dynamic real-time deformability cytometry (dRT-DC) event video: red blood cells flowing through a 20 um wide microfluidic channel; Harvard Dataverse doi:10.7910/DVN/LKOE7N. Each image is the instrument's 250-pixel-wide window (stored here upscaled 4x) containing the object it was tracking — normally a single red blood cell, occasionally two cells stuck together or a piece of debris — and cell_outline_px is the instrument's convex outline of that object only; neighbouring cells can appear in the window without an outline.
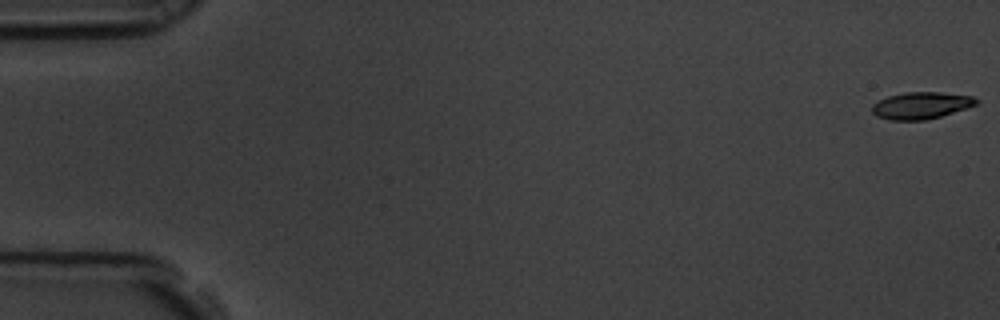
{"species": "common noctule bat (a hibernating species)", "species_latin": "Nyctalus noctula", "temperature_condition": "room temperature", "stored_images_in_passage": 6, "camera_frame_rate_fps": 3000, "um_per_image_px": 0.085, "animal": {"sex": "male", "body_mass_g": 19.5, "forearm_length_mm": 54.6}, "frame": {"image": 1, "passage_image": 1, "time_ms": 0.0, "image_size_px": [1000, 320], "cell_outline_px": [[980, 100], [976, 104], [940, 116], [924, 120], [888, 120], [876, 116], [872, 112], [872, 104], [888, 96], [904, 92], [940, 92], [972, 96]], "centroid_in_image_um": [78.25, 8.96], "position_along_channel_um": 6.7, "area_um2": 16.18}}
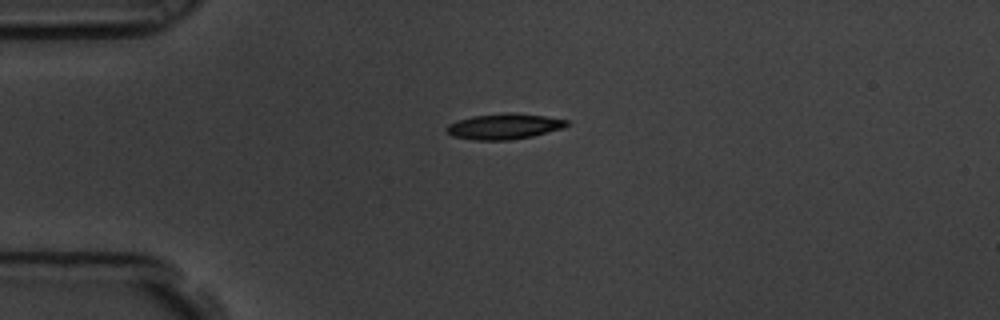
{"frame": {"image": 2, "passage_image": 5, "time_ms": 1.333, "image_size_px": [1000, 320], "cell_outline_px": [[568, 124], [564, 128], [532, 136], [508, 140], [476, 140], [452, 136], [444, 128], [448, 124], [456, 120], [472, 116], [504, 112], [516, 112], [544, 116], [568, 120]], "centroid_in_image_um": [42.83, 10.73], "position_along_channel_um": 42.2, "area_um2": 18.09}}